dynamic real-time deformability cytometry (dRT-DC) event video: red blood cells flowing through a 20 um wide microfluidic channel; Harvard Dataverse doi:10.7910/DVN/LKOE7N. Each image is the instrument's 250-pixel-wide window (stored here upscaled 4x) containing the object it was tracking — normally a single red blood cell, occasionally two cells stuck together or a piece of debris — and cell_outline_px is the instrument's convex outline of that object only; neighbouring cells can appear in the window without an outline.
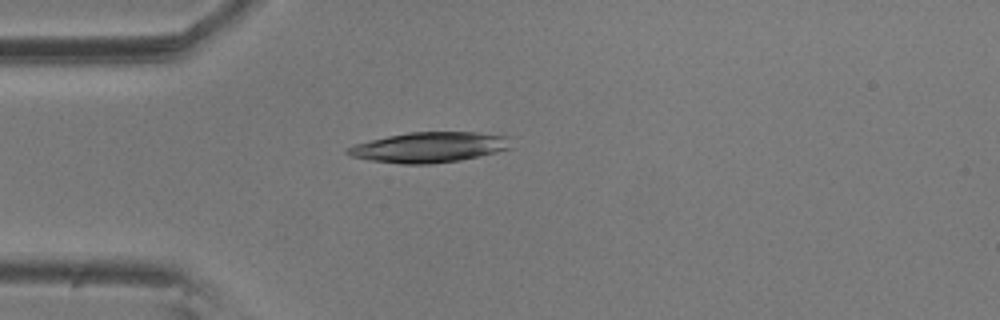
{"species": "common noctule bat (a hibernating species)", "species_latin": "Nyctalus noctula", "temperature_condition": "room temperature", "stored_images_in_passage": 4, "camera_frame_rate_fps": 3000, "um_per_image_px": 0.085, "animal": {"sex": "male", "body_mass_g": 20.5, "forearm_length_mm": 52.5}, "frame": {"image": 1, "passage_image": 3, "time_ms": 0.667, "image_size_px": [1000, 320], "cell_outline_px": [[512, 148], [496, 152], [460, 160], [428, 164], [400, 164], [368, 160], [348, 156], [344, 152], [352, 144], [388, 136], [408, 132], [476, 132], [508, 136]], "centroid_in_image_um": [36.44, 12.52], "position_along_channel_um": 48.6, "area_um2": 29.02}}